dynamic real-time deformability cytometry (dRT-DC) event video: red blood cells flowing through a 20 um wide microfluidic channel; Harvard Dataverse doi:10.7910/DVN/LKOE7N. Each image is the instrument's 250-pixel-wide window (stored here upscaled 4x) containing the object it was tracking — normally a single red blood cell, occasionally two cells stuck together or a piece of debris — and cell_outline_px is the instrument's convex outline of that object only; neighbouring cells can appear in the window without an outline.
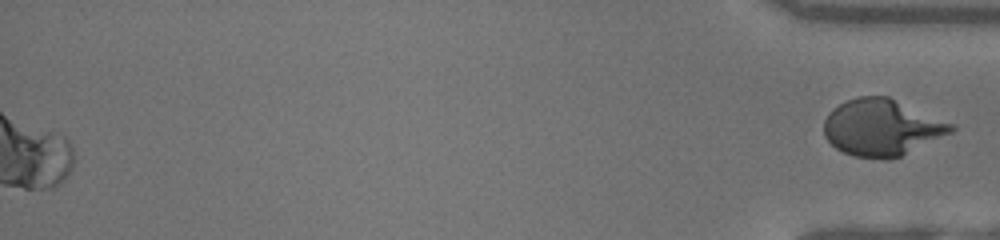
{"species": "human", "species_latin": "Homo sapiens", "temperature_condition": "room temperature", "stored_images_in_passage": 42, "segment_of_instrument_passage": [2, 2], "camera_frame_rate_fps": 3000, "um_per_image_px": 0.085, "donor": {"sex": "female"}, "frame": {"image": 1, "passage_image": 42, "time_ms": 13.667, "image_size_px": [1000, 240], "cell_outline_px": [[956, 128], [952, 132], [900, 156], [888, 160], [884, 160], [852, 156], [836, 148], [824, 136], [824, 120], [828, 112], [832, 108], [848, 100], [860, 96], [888, 96], [956, 124]], "centroid_in_image_um": [74.96, 10.84], "position_along_channel_um": 360.2, "area_um2": 42.08}}